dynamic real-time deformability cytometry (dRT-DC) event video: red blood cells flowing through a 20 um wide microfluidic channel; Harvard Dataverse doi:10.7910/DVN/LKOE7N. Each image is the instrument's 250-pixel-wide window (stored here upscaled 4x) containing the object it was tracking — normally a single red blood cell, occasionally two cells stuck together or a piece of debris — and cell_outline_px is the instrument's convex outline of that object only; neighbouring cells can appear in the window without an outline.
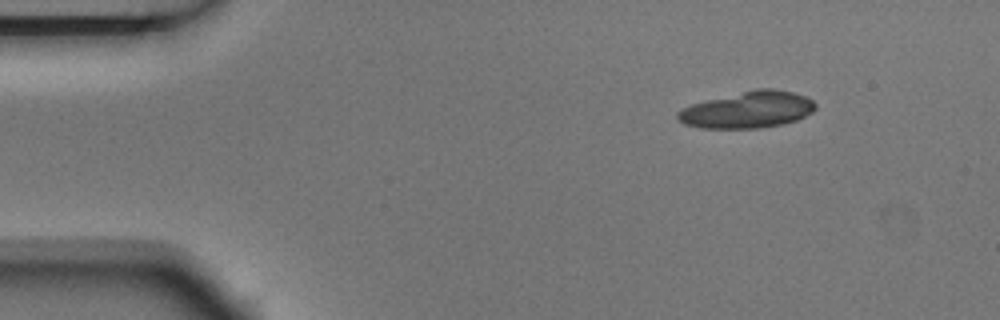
{"species": "Egyptian fruit bat (a non-hibernating species)", "species_latin": "Rousettus aegyptiacus", "temperature_condition": "room temperature", "stored_images_in_passage": 4, "camera_frame_rate_fps": 3000, "um_per_image_px": 0.085, "animal": {"sex": "male"}, "frame": {"image": 1, "passage_image": 4, "time_ms": 1.0, "image_size_px": [1000, 320], "cell_outline_px": [[816, 108], [812, 112], [796, 120], [780, 124], [760, 128], [700, 128], [684, 124], [676, 116], [676, 112], [692, 104], [756, 88], [772, 88], [792, 92], [804, 96], [812, 100], [816, 104]], "centroid_in_image_um": [63.56, 9.33], "position_along_channel_um": 21.4, "area_um2": 29.07}}